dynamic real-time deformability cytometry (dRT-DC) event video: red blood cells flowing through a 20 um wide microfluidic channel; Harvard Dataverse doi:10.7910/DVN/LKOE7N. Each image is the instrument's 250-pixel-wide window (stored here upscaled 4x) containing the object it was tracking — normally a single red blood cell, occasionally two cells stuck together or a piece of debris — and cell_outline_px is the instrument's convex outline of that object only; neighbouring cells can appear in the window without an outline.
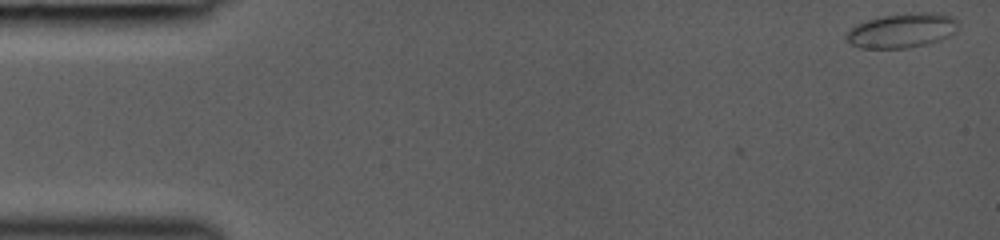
{"species": "common noctule bat (a hibernating species)", "species_latin": "Nyctalus noctula", "temperature_condition": "room temperature", "stored_images_in_passage": 3, "camera_frame_rate_fps": 3000, "um_per_image_px": 0.085, "animal": {"sex": "female", "body_mass_g": 19.0, "forearm_length_mm": 53.3}, "frame": {"image": 1, "passage_image": 1, "time_ms": 0.0, "image_size_px": [1000, 240], "cell_outline_px": [[960, 24], [948, 36], [940, 40], [928, 44], [908, 48], [860, 48], [848, 44], [848, 28], [856, 24], [868, 20], [884, 16], [908, 12], [936, 12], [952, 16]], "centroid_in_image_um": [76.67, 2.59], "position_along_channel_um": 8.3, "area_um2": 22.6}}